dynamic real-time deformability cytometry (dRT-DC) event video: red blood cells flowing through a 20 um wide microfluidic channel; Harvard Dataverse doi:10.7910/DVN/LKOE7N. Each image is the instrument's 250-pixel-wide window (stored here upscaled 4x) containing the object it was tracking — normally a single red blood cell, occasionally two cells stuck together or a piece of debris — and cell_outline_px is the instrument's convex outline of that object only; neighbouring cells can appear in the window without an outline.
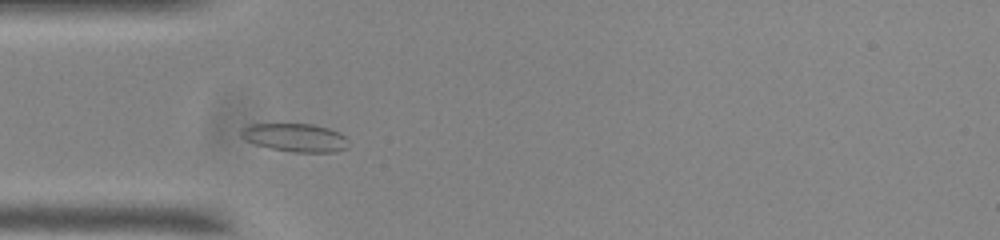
{"species": "common noctule bat (a hibernating species)", "species_latin": "Nyctalus noctula", "temperature_condition": "room temperature", "stored_images_in_passage": 47, "camera_frame_rate_fps": 3000, "um_per_image_px": 0.085, "animal": {"sex": "male", "body_mass_g": 20.0, "forearm_length_mm": 53.3}, "frame": {"image": 1, "passage_image": 8, "time_ms": 2.333, "image_size_px": [1000, 240], "cell_outline_px": [[348, 148], [336, 152], [292, 152], [272, 148], [256, 144], [244, 140], [240, 136], [240, 128], [248, 124], [312, 124], [328, 128], [340, 132], [348, 140]], "centroid_in_image_um": [25.08, 11.69], "position_along_channel_um": 59.9, "area_um2": 17.86}}
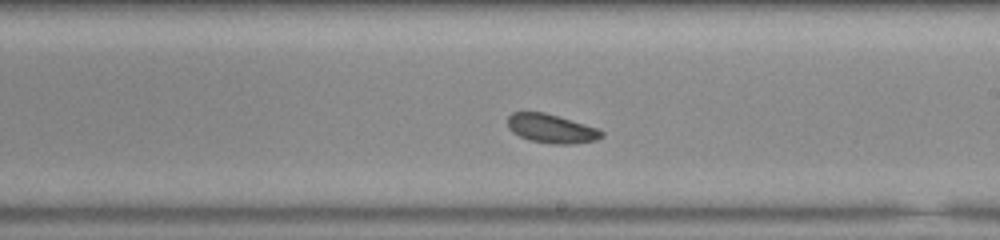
{"frame": {"image": 2, "passage_image": 23, "time_ms": 7.333, "image_size_px": [1000, 240], "cell_outline_px": [[604, 136], [596, 140], [572, 144], [552, 144], [528, 140], [512, 132], [508, 128], [508, 116], [512, 112], [544, 112], [600, 128], [604, 132]], "centroid_in_image_um": [46.89, 10.93], "position_along_channel_um": 242.1, "area_um2": 16.01}}
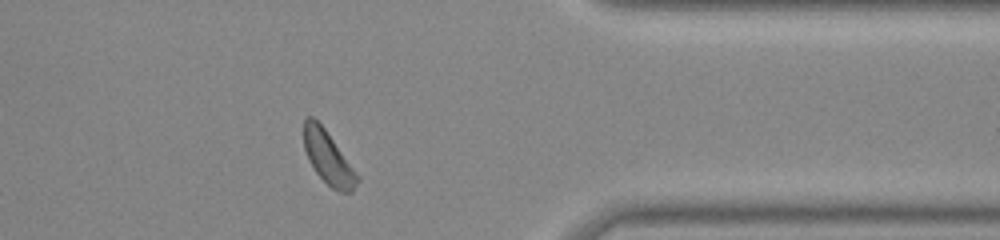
{"frame": {"image": 3, "passage_image": 36, "time_ms": 11.667, "image_size_px": [1000, 240], "cell_outline_px": [[360, 180], [352, 192], [340, 192], [332, 188], [316, 172], [308, 160], [304, 148], [304, 120], [308, 116], [312, 116], [324, 128], [360, 176]], "centroid_in_image_um": [27.91, 13.43], "position_along_channel_um": 383.5, "area_um2": 16.36}}